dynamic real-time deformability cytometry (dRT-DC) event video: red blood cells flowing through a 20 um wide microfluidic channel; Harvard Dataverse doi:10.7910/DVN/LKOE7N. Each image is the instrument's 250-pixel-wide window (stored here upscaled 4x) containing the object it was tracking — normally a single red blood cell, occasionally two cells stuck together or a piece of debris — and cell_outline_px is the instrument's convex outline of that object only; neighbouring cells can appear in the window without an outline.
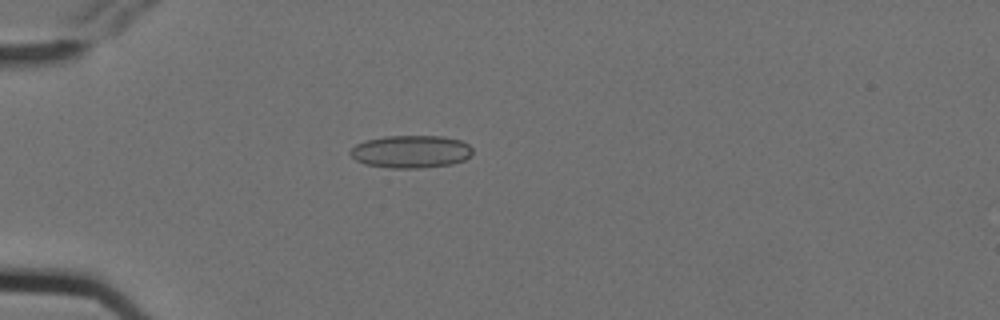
{"species": "Egyptian fruit bat (a non-hibernating species)", "species_latin": "Rousettus aegyptiacus", "temperature_condition": "cold", "stored_images_in_passage": 6, "camera_frame_rate_fps": 3000, "um_per_image_px": 0.085, "animal": {"sex": "female"}, "frame": {"image": 1, "passage_image": 2, "time_ms": 0.333, "image_size_px": [1000, 320], "cell_outline_px": [[472, 152], [464, 160], [452, 164], [424, 168], [392, 168], [364, 164], [356, 160], [348, 152], [356, 144], [364, 140], [384, 136], [444, 136], [460, 140], [468, 144], [472, 148]], "centroid_in_image_um": [34.91, 12.88], "position_along_channel_um": 50.1, "area_um2": 23.41}}
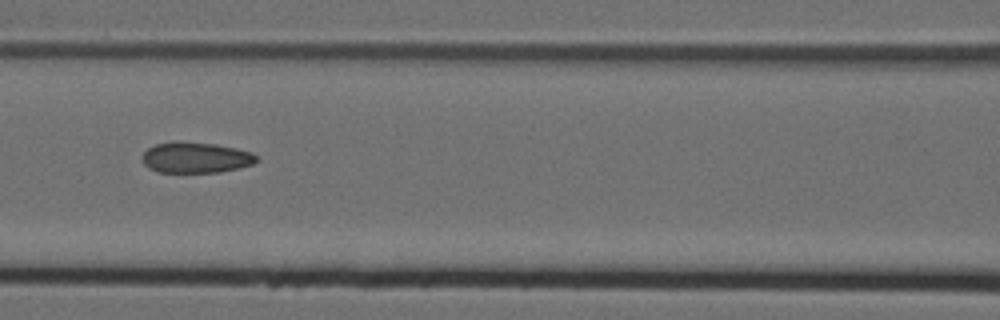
{"frame": {"image": 2, "passage_image": 5, "time_ms": 1.333, "image_size_px": [1000, 320], "cell_outline_px": [[260, 160], [252, 164], [220, 172], [156, 172], [148, 168], [144, 164], [140, 156], [148, 148], [156, 144], [176, 140], [216, 144], [236, 148], [252, 152]], "centroid_in_image_um": [16.6, 13.38], "position_along_channel_um": 150.0, "area_um2": 20.75}}
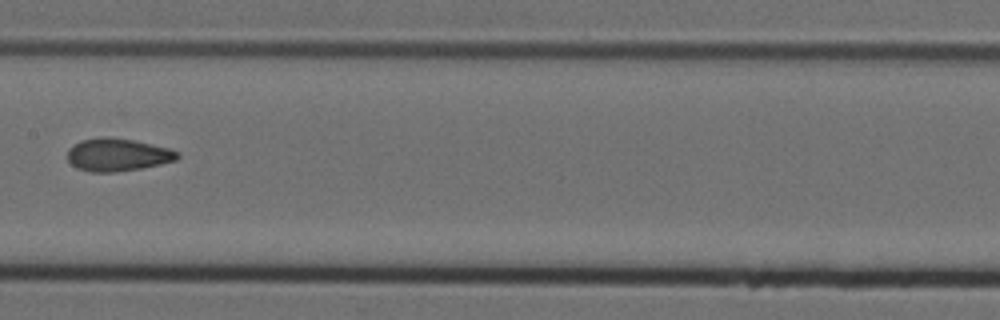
{"frame": {"image": 3, "passage_image": 6, "time_ms": 1.667, "image_size_px": [1000, 320], "cell_outline_px": [[180, 156], [176, 160], [160, 164], [140, 168], [112, 172], [88, 172], [76, 168], [68, 160], [68, 148], [80, 140], [100, 136], [108, 136], [132, 140], [168, 148], [180, 152]], "centroid_in_image_um": [9.96, 13.14], "position_along_channel_um": 197.4, "area_um2": 21.04}}